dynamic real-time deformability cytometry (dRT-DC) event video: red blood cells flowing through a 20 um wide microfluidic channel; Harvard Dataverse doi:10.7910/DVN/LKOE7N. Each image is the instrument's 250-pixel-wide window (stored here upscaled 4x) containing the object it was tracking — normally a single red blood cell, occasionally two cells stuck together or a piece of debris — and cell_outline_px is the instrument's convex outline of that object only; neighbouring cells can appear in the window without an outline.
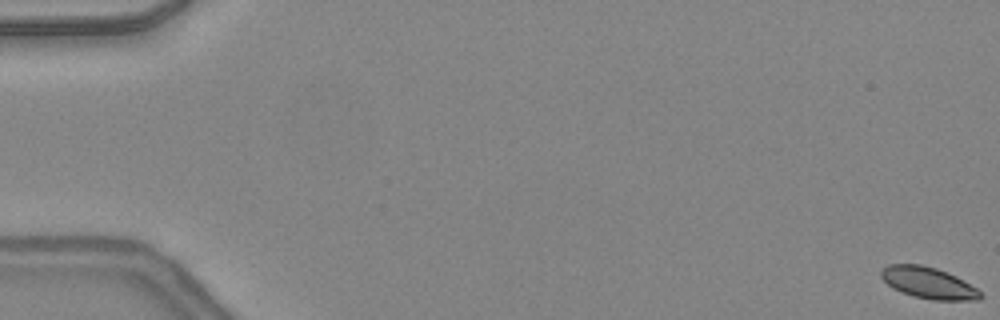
{"species": "common noctule bat (a hibernating species)", "species_latin": "Nyctalus noctula", "temperature_condition": "warm", "stored_images_in_passage": 49, "camera_frame_rate_fps": 3000, "um_per_image_px": 0.085, "animal": {"sex": "female", "body_mass_g": 24.6, "forearm_length_mm": 56.2}, "frame": {"image": 1, "passage_image": 1, "time_ms": 0.0, "image_size_px": [1000, 320], "cell_outline_px": [[980, 296], [976, 300], [932, 300], [912, 296], [892, 288], [880, 276], [880, 272], [888, 264], [920, 264], [936, 268], [956, 276], [976, 288], [980, 292]], "centroid_in_image_um": [78.87, 24.04], "position_along_channel_um": 6.1, "area_um2": 17.98}}
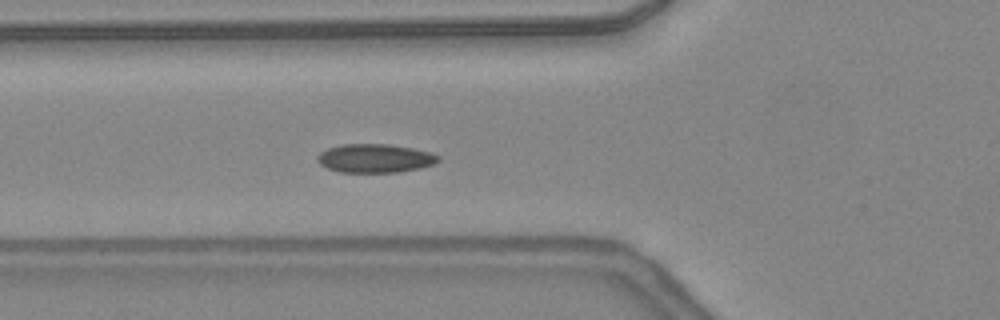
{"frame": {"image": 2, "passage_image": 19, "time_ms": 6.0, "image_size_px": [1000, 320], "cell_outline_px": [[440, 160], [432, 164], [420, 168], [400, 172], [340, 172], [328, 168], [320, 164], [316, 160], [316, 156], [320, 152], [328, 148], [344, 144], [388, 144], [412, 148], [432, 152], [440, 156]], "centroid_in_image_um": [31.88, 13.45], "position_along_channel_um": 93.9, "area_um2": 20.23}}
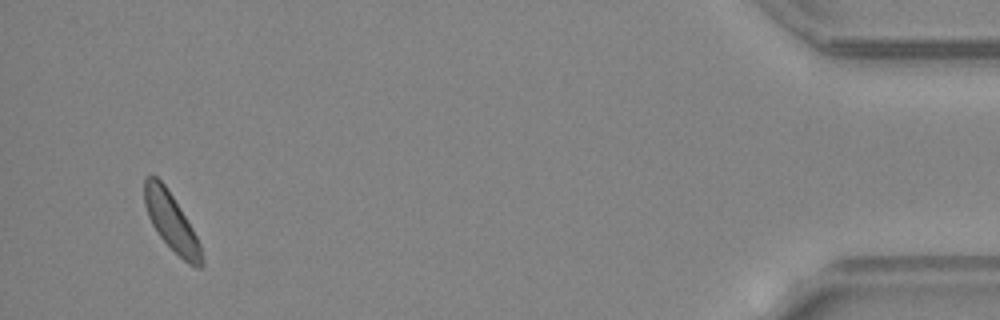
{"frame": {"image": 3, "passage_image": 47, "time_ms": 15.333, "image_size_px": [1000, 320], "cell_outline_px": [[204, 264], [200, 268], [196, 268], [188, 264], [160, 236], [152, 224], [148, 216], [144, 204], [144, 176], [156, 176], [164, 184], [180, 208], [192, 228], [200, 244], [204, 260]], "centroid_in_image_um": [14.57, 18.86], "position_along_channel_um": 420.6, "area_um2": 18.96}, "authors_computed_cell_mechanics": {"area_um2": 19.363, "velocity_mm_per_s": 4.3495, "shape_relaxation_time_tau1_ms": 2.7055, "shape_relaxation_time_tau2_ms": null, "deformation_change_tau1": 0.0592, "deformation_change_tau2": null}}